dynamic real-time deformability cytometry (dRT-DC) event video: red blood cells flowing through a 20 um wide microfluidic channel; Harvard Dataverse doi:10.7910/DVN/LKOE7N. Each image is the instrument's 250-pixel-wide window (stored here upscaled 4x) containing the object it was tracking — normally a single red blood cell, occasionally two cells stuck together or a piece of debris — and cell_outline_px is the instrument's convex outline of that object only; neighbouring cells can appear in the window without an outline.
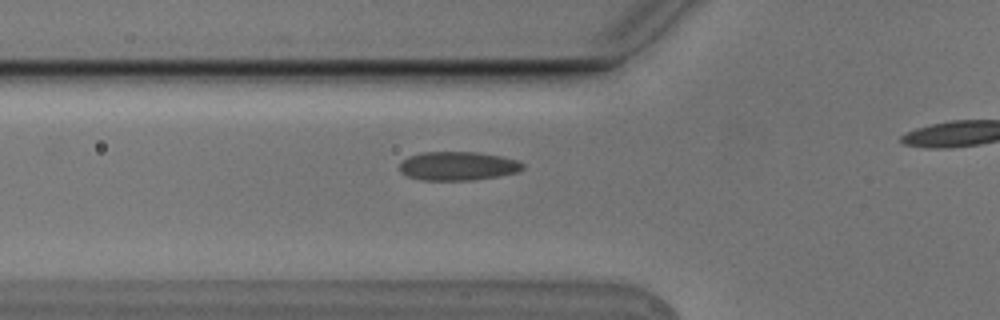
{"species": "Egyptian fruit bat (a non-hibernating species)", "species_latin": "Rousettus aegyptiacus", "temperature_condition": "cold", "stored_images_in_passage": 3, "segment_of_instrument_passage": [1, 2], "camera_frame_rate_fps": 3000, "um_per_image_px": 0.085, "animal": {"sex": "male"}, "frame": {"image": 1, "passage_image": 2, "time_ms": 0.333, "image_size_px": [1000, 320], "cell_outline_px": [[524, 168], [516, 172], [496, 176], [472, 180], [420, 180], [408, 176], [400, 172], [400, 164], [408, 156], [420, 152], [476, 152], [500, 156], [516, 160], [524, 164]], "centroid_in_image_um": [38.88, 14.11], "position_along_channel_um": 86.9, "area_um2": 20.52}}